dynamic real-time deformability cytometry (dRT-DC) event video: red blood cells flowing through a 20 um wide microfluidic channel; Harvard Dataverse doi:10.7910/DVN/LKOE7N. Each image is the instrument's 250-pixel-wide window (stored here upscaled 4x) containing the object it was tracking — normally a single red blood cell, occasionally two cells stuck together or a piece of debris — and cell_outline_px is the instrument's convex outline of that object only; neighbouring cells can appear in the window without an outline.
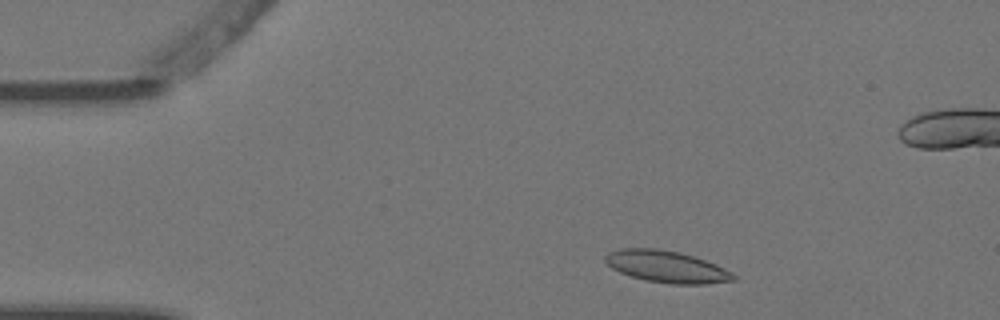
{"species": "Egyptian fruit bat (a non-hibernating species)", "species_latin": "Rousettus aegyptiacus", "temperature_condition": "warm", "stored_images_in_passage": 6, "camera_frame_rate_fps": 3000, "um_per_image_px": 0.085, "animal": {"sex": "female"}, "frame": {"image": 1, "passage_image": 2, "time_ms": 0.333, "image_size_px": [1000, 320], "cell_outline_px": [[736, 280], [708, 284], [672, 284], [644, 280], [620, 272], [612, 268], [604, 260], [604, 256], [608, 252], [620, 248], [656, 248], [680, 252], [716, 264], [732, 272], [736, 276]], "centroid_in_image_um": [56.66, 22.66], "position_along_channel_um": 28.3, "area_um2": 23.81}}
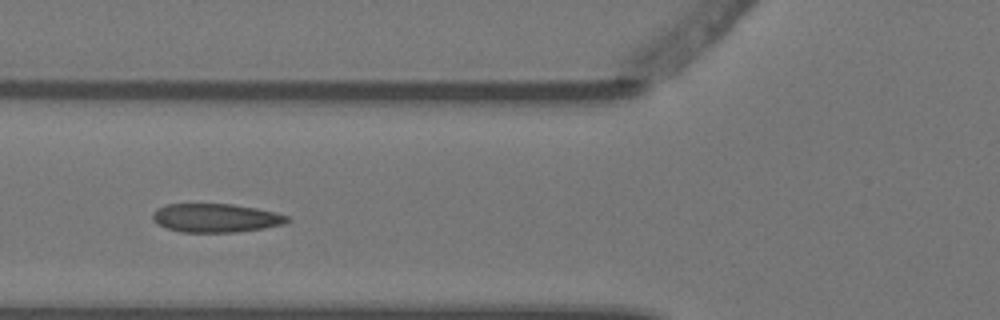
{"frame": {"image": 2, "passage_image": 5, "time_ms": 1.333, "image_size_px": [1000, 320], "cell_outline_px": [[288, 220], [284, 224], [264, 228], [236, 232], [180, 232], [156, 224], [152, 220], [152, 216], [156, 208], [168, 204], [232, 204], [256, 208], [276, 212], [288, 216]], "centroid_in_image_um": [18.31, 18.52], "position_along_channel_um": 107.5, "area_um2": 22.48}}
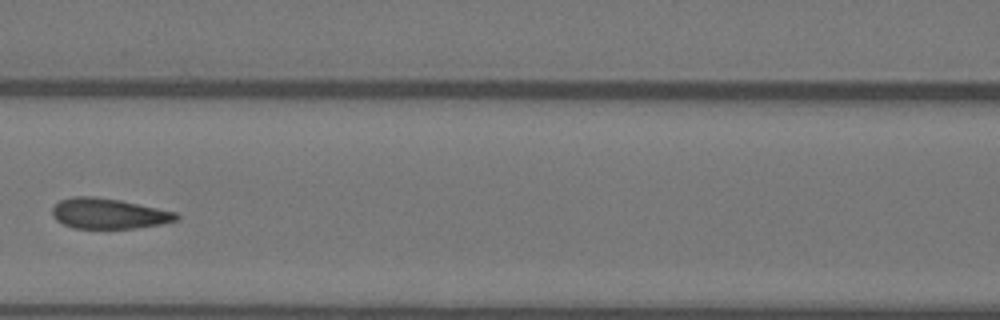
{"frame": {"image": 3, "passage_image": 6, "time_ms": 1.667, "image_size_px": [1000, 320], "cell_outline_px": [[180, 216], [176, 220], [164, 224], [136, 228], [72, 228], [56, 220], [52, 216], [52, 208], [60, 200], [72, 196], [92, 196], [120, 200], [176, 212]], "centroid_in_image_um": [9.23, 18.15], "position_along_channel_um": 157.4, "area_um2": 22.02}}